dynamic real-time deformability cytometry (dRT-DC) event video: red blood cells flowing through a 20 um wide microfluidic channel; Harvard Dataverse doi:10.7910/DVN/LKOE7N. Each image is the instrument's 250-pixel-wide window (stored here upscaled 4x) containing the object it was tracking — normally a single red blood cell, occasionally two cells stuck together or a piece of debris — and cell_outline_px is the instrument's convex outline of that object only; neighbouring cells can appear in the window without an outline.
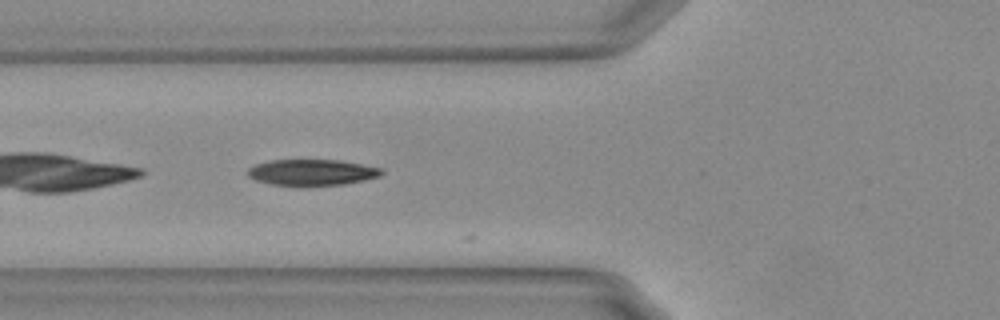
{"species": "Egyptian fruit bat (a non-hibernating species)", "species_latin": "Rousettus aegyptiacus", "temperature_condition": "warm", "stored_images_in_passage": 7, "camera_frame_rate_fps": 3000, "um_per_image_px": 0.085, "animal": {"sex": "female"}, "frame": {"image": 1, "passage_image": 3, "time_ms": 0.667, "image_size_px": [1000, 320], "cell_outline_px": [[384, 172], [380, 176], [364, 180], [344, 184], [304, 188], [300, 188], [272, 184], [256, 180], [248, 176], [248, 168], [256, 164], [272, 160], [340, 160], [384, 168]], "centroid_in_image_um": [26.54, 14.68], "position_along_channel_um": 99.3, "area_um2": 20.98}}